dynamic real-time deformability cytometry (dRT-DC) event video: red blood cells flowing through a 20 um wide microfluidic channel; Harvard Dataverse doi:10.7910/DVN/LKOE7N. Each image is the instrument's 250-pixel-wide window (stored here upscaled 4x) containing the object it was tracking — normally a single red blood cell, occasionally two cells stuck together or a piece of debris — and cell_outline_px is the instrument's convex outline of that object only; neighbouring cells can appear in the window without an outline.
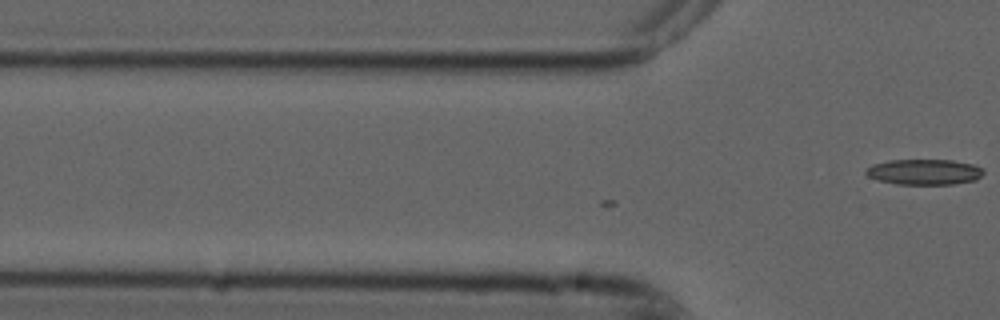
{"species": "common noctule bat (a hibernating species)", "species_latin": "Nyctalus noctula", "temperature_condition": "cold", "stored_images_in_passage": 6, "camera_frame_rate_fps": 3000, "um_per_image_px": 0.085, "animal": {"sex": "male", "forearm_length_mm": 52.5}, "frame": {"image": 1, "passage_image": 6, "time_ms": 1.667, "image_size_px": [1000, 320], "cell_outline_px": [[984, 172], [976, 180], [952, 184], [896, 184], [876, 180], [868, 176], [864, 172], [864, 168], [872, 164], [888, 160], [952, 160], [972, 164], [980, 168]], "centroid_in_image_um": [78.49, 14.61], "position_along_channel_um": 47.3, "area_um2": 17.57}}